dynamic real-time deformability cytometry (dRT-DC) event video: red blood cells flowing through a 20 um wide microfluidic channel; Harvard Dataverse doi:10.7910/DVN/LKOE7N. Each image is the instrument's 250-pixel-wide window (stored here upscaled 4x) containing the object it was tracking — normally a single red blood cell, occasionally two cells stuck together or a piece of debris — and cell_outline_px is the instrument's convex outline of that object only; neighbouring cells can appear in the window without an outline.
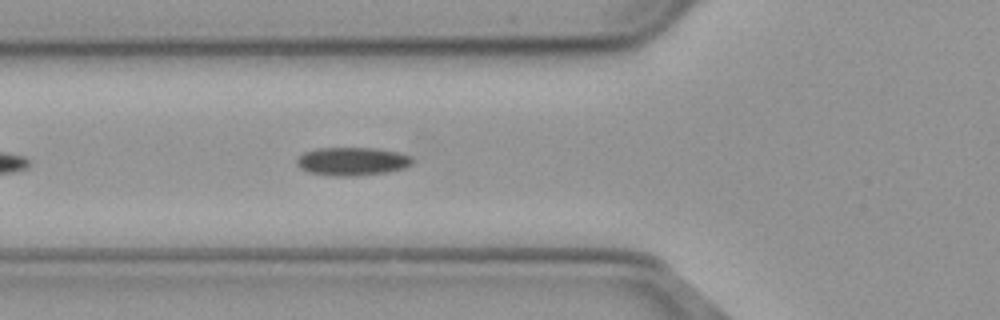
{"species": "common noctule bat (a hibernating species)", "species_latin": "Nyctalus noctula", "temperature_condition": "cold", "stored_images_in_passage": 10, "camera_frame_rate_fps": 3000, "um_per_image_px": 0.085, "animal": {"sex": "male", "body_mass_g": 23.1, "forearm_length_mm": 52.7}, "frame": {"image": 1, "passage_image": 6, "time_ms": 1.667, "image_size_px": [1000, 320], "cell_outline_px": [[412, 164], [404, 168], [388, 172], [356, 176], [336, 176], [308, 172], [300, 168], [296, 164], [296, 160], [304, 152], [316, 148], [372, 148], [396, 152], [408, 156], [412, 160]], "centroid_in_image_um": [29.89, 13.72], "position_along_channel_um": 95.9, "area_um2": 18.9}}